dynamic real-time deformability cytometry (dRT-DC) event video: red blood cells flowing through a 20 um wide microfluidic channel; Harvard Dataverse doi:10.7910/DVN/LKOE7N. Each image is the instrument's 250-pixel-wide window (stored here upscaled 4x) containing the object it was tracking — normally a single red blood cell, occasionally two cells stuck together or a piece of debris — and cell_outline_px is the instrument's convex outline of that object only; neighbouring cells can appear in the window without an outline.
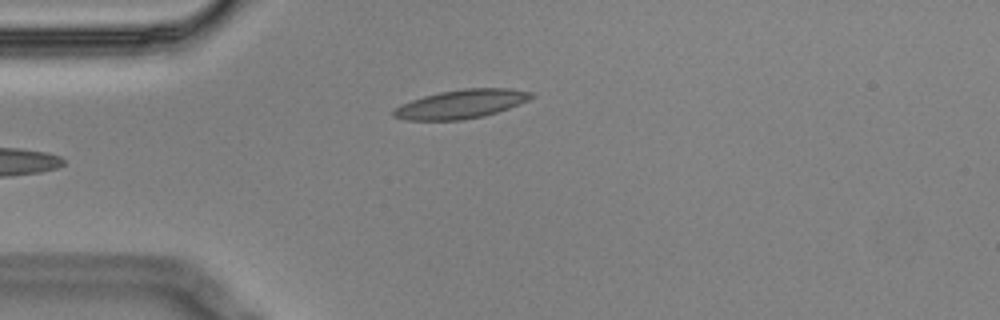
{"species": "Egyptian fruit bat (a non-hibernating species)", "species_latin": "Rousettus aegyptiacus", "temperature_condition": "cold", "stored_images_in_passage": 5, "camera_frame_rate_fps": 3000, "um_per_image_px": 0.085, "animal": {"sex": "male"}, "frame": {"image": 1, "passage_image": 5, "time_ms": 1.333, "image_size_px": [1000, 320], "cell_outline_px": [[536, 96], [528, 100], [508, 108], [484, 116], [464, 120], [404, 120], [392, 116], [392, 112], [400, 104], [424, 96], [440, 92], [464, 88], [508, 88], [532, 92]], "centroid_in_image_um": [39.19, 8.84], "position_along_channel_um": 45.8, "area_um2": 23.06}}